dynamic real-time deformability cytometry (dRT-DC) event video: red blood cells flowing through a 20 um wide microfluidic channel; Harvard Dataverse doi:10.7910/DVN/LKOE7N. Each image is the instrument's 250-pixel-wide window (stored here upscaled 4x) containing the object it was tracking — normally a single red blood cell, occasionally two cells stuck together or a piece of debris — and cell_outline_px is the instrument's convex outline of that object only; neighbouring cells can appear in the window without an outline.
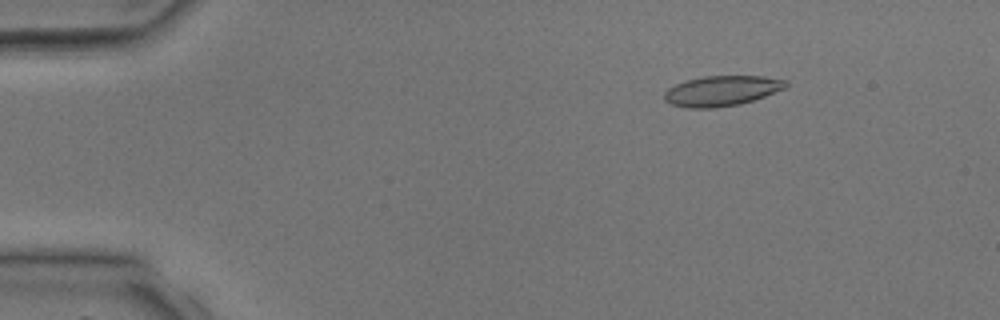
{"species": "common noctule bat (a hibernating species)", "species_latin": "Nyctalus noctula", "temperature_condition": "room temperature", "stored_images_in_passage": 5, "camera_frame_rate_fps": 3000, "um_per_image_px": 0.085, "animal": {"sex": "male", "body_mass_g": 17.9, "forearm_length_mm": 54.2}, "frame": {"image": 1, "passage_image": 2, "time_ms": 1.0, "image_size_px": [1000, 320], "cell_outline_px": [[788, 88], [740, 104], [716, 108], [688, 108], [672, 104], [664, 100], [664, 92], [668, 88], [676, 84], [688, 80], [704, 76], [764, 76], [788, 80]], "centroid_in_image_um": [61.38, 7.72], "position_along_channel_um": 23.6, "area_um2": 21.5}}
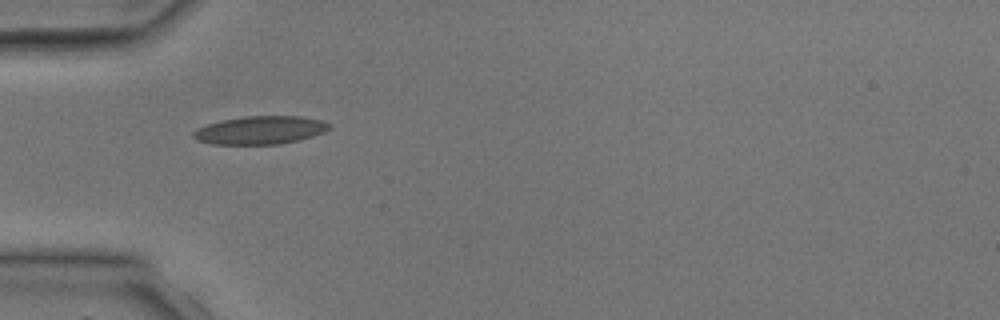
{"frame": {"image": 2, "passage_image": 4, "time_ms": 3.333, "image_size_px": [1000, 320], "cell_outline_px": [[332, 128], [324, 132], [312, 136], [280, 144], [212, 144], [196, 140], [192, 136], [192, 132], [196, 128], [220, 120], [244, 116], [300, 116], [320, 120], [332, 124]], "centroid_in_image_um": [22.1, 11.05], "position_along_channel_um": 62.9, "area_um2": 22.37}}